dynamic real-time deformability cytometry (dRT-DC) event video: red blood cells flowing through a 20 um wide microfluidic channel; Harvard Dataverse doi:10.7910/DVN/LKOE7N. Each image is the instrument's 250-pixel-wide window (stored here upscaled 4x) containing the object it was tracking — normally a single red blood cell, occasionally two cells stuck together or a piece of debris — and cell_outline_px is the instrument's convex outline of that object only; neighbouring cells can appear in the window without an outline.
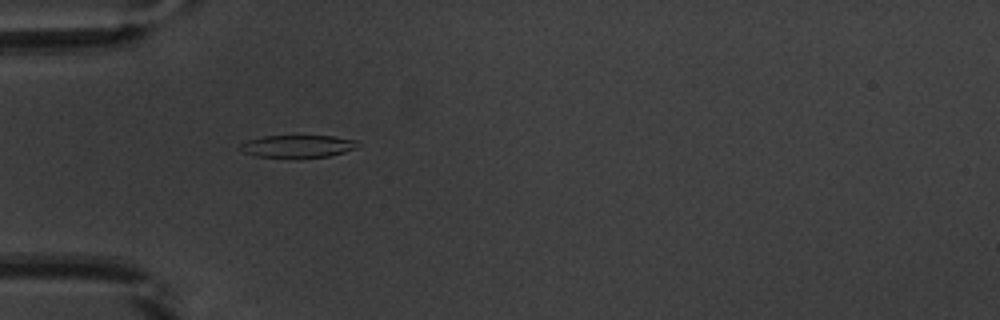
{"species": "common noctule bat (a hibernating species)", "species_latin": "Nyctalus noctula", "temperature_condition": "warm", "stored_images_in_passage": 30, "camera_frame_rate_fps": 3000, "um_per_image_px": 0.085, "animal": {"sex": "male", "body_mass_g": 20.1, "forearm_length_mm": 53.5}, "frame": {"image": 1, "passage_image": 4, "time_ms": 1.0, "image_size_px": [1000, 320], "cell_outline_px": [[356, 148], [344, 152], [328, 156], [296, 160], [256, 156], [244, 152], [240, 148], [240, 144], [248, 140], [264, 136], [332, 136], [356, 140]], "centroid_in_image_um": [25.27, 12.47], "position_along_channel_um": 59.7, "area_um2": 15.78}}
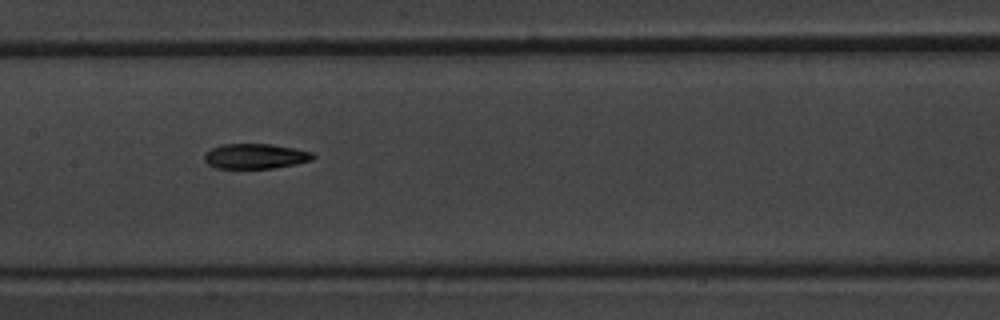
{"frame": {"image": 2, "passage_image": 14, "time_ms": 4.333, "image_size_px": [1000, 320], "cell_outline_px": [[316, 156], [312, 160], [296, 164], [276, 168], [216, 168], [208, 164], [204, 160], [204, 156], [212, 148], [224, 144], [272, 144], [312, 152]], "centroid_in_image_um": [21.73, 13.28], "position_along_channel_um": 185.7, "area_um2": 15.78}}
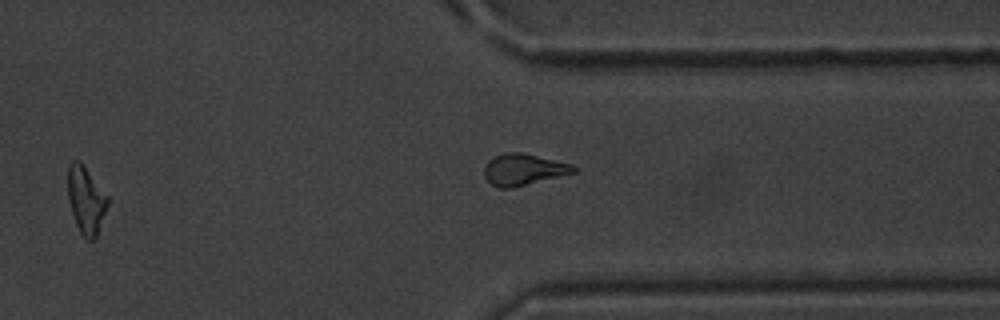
{"frame": {"image": 3, "passage_image": 28, "time_ms": 9.0, "image_size_px": [1000, 320], "cell_outline_px": [[108, 204], [96, 236], [92, 240], [88, 240], [80, 232], [76, 224], [72, 212], [68, 196], [68, 168], [72, 160], [80, 160], [108, 196]], "centroid_in_image_um": [7.31, 16.97], "position_along_channel_um": 404.1, "area_um2": 15.32}, "authors_computed_cell_mechanics": {"area_um2": 16.0395, "velocity_mm_per_s": 3.8915, "shape_relaxation_time_tau1_ms": 4.2904, "shape_relaxation_time_tau2_ms": 5.3094, "deformation_change_tau1": 0.1754, "deformation_change_tau2": 0.1443}}